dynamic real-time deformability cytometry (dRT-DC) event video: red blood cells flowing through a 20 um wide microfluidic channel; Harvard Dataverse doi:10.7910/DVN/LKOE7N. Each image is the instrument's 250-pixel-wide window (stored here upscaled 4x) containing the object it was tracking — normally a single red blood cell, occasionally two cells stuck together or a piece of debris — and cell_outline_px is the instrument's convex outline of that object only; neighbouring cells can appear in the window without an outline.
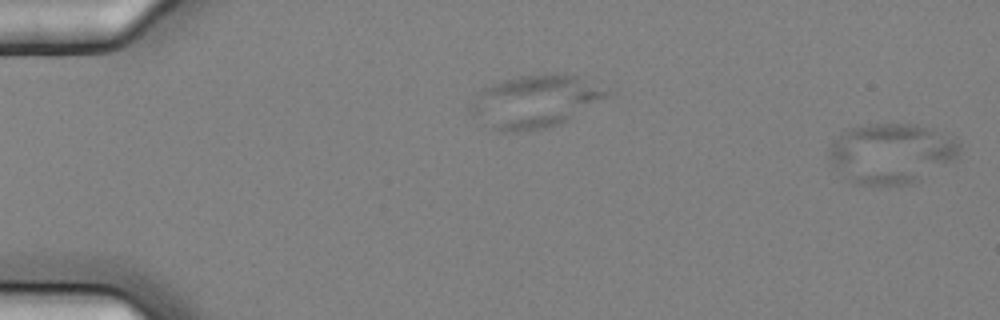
{"species": "common noctule bat (a hibernating species)", "species_latin": "Nyctalus noctula", "temperature_condition": "cold", "stored_images_in_passage": 4, "segment_of_instrument_passage": [2, 2], "camera_frame_rate_fps": 3000, "um_per_image_px": 0.085, "animal": {"sex": "female", "body_mass_g": 25.1}, "frame": {"image": 1, "passage_image": 4, "time_ms": 1.0, "image_size_px": [1000, 320], "cell_outline_px": [[960, 148], [956, 156], [952, 160], [908, 184], [852, 184], [828, 156], [828, 148], [844, 128], [868, 124], [916, 124], [932, 128], [956, 136], [960, 144]], "centroid_in_image_um": [75.75, 12.97], "position_along_channel_um": 9.2, "area_um2": 45.26}}